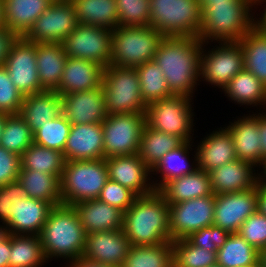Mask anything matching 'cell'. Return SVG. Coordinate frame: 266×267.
I'll return each instance as SVG.
<instances>
[{"label":"cell","mask_w":266,"mask_h":267,"mask_svg":"<svg viewBox=\"0 0 266 267\" xmlns=\"http://www.w3.org/2000/svg\"><path fill=\"white\" fill-rule=\"evenodd\" d=\"M259 267H266V248L259 253Z\"/></svg>","instance_id":"obj_61"},{"label":"cell","mask_w":266,"mask_h":267,"mask_svg":"<svg viewBox=\"0 0 266 267\" xmlns=\"http://www.w3.org/2000/svg\"><path fill=\"white\" fill-rule=\"evenodd\" d=\"M259 131L261 139L262 158L266 161V111L259 113Z\"/></svg>","instance_id":"obj_56"},{"label":"cell","mask_w":266,"mask_h":267,"mask_svg":"<svg viewBox=\"0 0 266 267\" xmlns=\"http://www.w3.org/2000/svg\"><path fill=\"white\" fill-rule=\"evenodd\" d=\"M164 36L150 25L118 26L112 30L113 66L136 68L154 60L156 49Z\"/></svg>","instance_id":"obj_7"},{"label":"cell","mask_w":266,"mask_h":267,"mask_svg":"<svg viewBox=\"0 0 266 267\" xmlns=\"http://www.w3.org/2000/svg\"><path fill=\"white\" fill-rule=\"evenodd\" d=\"M78 24L71 1L52 2L23 38L31 43H63Z\"/></svg>","instance_id":"obj_14"},{"label":"cell","mask_w":266,"mask_h":267,"mask_svg":"<svg viewBox=\"0 0 266 267\" xmlns=\"http://www.w3.org/2000/svg\"><path fill=\"white\" fill-rule=\"evenodd\" d=\"M145 125V113L107 115L106 119L101 123L104 158L138 154Z\"/></svg>","instance_id":"obj_10"},{"label":"cell","mask_w":266,"mask_h":267,"mask_svg":"<svg viewBox=\"0 0 266 267\" xmlns=\"http://www.w3.org/2000/svg\"><path fill=\"white\" fill-rule=\"evenodd\" d=\"M263 11L264 13L261 14L262 17H258L259 19L256 17V20H254V27L266 35V6Z\"/></svg>","instance_id":"obj_57"},{"label":"cell","mask_w":266,"mask_h":267,"mask_svg":"<svg viewBox=\"0 0 266 267\" xmlns=\"http://www.w3.org/2000/svg\"><path fill=\"white\" fill-rule=\"evenodd\" d=\"M204 42L198 37H164L154 61L160 66L173 95L193 97L201 74Z\"/></svg>","instance_id":"obj_1"},{"label":"cell","mask_w":266,"mask_h":267,"mask_svg":"<svg viewBox=\"0 0 266 267\" xmlns=\"http://www.w3.org/2000/svg\"><path fill=\"white\" fill-rule=\"evenodd\" d=\"M72 124L61 113L33 133V143L63 153Z\"/></svg>","instance_id":"obj_44"},{"label":"cell","mask_w":266,"mask_h":267,"mask_svg":"<svg viewBox=\"0 0 266 267\" xmlns=\"http://www.w3.org/2000/svg\"><path fill=\"white\" fill-rule=\"evenodd\" d=\"M105 161L109 179L131 190L136 196L149 195L155 191L149 177L151 169L139 154L111 156L105 158Z\"/></svg>","instance_id":"obj_17"},{"label":"cell","mask_w":266,"mask_h":267,"mask_svg":"<svg viewBox=\"0 0 266 267\" xmlns=\"http://www.w3.org/2000/svg\"><path fill=\"white\" fill-rule=\"evenodd\" d=\"M62 113L61 95L56 90H44L36 94L24 96L19 111L20 117L29 125L34 133L47 121Z\"/></svg>","instance_id":"obj_27"},{"label":"cell","mask_w":266,"mask_h":267,"mask_svg":"<svg viewBox=\"0 0 266 267\" xmlns=\"http://www.w3.org/2000/svg\"><path fill=\"white\" fill-rule=\"evenodd\" d=\"M122 267H172L171 242L131 246Z\"/></svg>","instance_id":"obj_41"},{"label":"cell","mask_w":266,"mask_h":267,"mask_svg":"<svg viewBox=\"0 0 266 267\" xmlns=\"http://www.w3.org/2000/svg\"><path fill=\"white\" fill-rule=\"evenodd\" d=\"M257 210L266 215V179L260 178L258 183V205Z\"/></svg>","instance_id":"obj_55"},{"label":"cell","mask_w":266,"mask_h":267,"mask_svg":"<svg viewBox=\"0 0 266 267\" xmlns=\"http://www.w3.org/2000/svg\"><path fill=\"white\" fill-rule=\"evenodd\" d=\"M87 235L99 231L123 229L124 212L98 199L72 205Z\"/></svg>","instance_id":"obj_24"},{"label":"cell","mask_w":266,"mask_h":267,"mask_svg":"<svg viewBox=\"0 0 266 267\" xmlns=\"http://www.w3.org/2000/svg\"><path fill=\"white\" fill-rule=\"evenodd\" d=\"M17 181L27 197L44 200L54 206L62 205L60 178L56 174L36 170H20Z\"/></svg>","instance_id":"obj_32"},{"label":"cell","mask_w":266,"mask_h":267,"mask_svg":"<svg viewBox=\"0 0 266 267\" xmlns=\"http://www.w3.org/2000/svg\"><path fill=\"white\" fill-rule=\"evenodd\" d=\"M118 26L150 25L149 0H116Z\"/></svg>","instance_id":"obj_45"},{"label":"cell","mask_w":266,"mask_h":267,"mask_svg":"<svg viewBox=\"0 0 266 267\" xmlns=\"http://www.w3.org/2000/svg\"><path fill=\"white\" fill-rule=\"evenodd\" d=\"M251 0H230L201 6L202 26L198 38L204 44L213 42L240 41L254 28V15L250 12ZM253 15V16H252Z\"/></svg>","instance_id":"obj_4"},{"label":"cell","mask_w":266,"mask_h":267,"mask_svg":"<svg viewBox=\"0 0 266 267\" xmlns=\"http://www.w3.org/2000/svg\"><path fill=\"white\" fill-rule=\"evenodd\" d=\"M0 226V242L4 241L9 235V230L5 224Z\"/></svg>","instance_id":"obj_58"},{"label":"cell","mask_w":266,"mask_h":267,"mask_svg":"<svg viewBox=\"0 0 266 267\" xmlns=\"http://www.w3.org/2000/svg\"><path fill=\"white\" fill-rule=\"evenodd\" d=\"M11 250V234L0 242V267H9V257Z\"/></svg>","instance_id":"obj_54"},{"label":"cell","mask_w":266,"mask_h":267,"mask_svg":"<svg viewBox=\"0 0 266 267\" xmlns=\"http://www.w3.org/2000/svg\"><path fill=\"white\" fill-rule=\"evenodd\" d=\"M238 42L243 49L245 69L266 87V35L254 27Z\"/></svg>","instance_id":"obj_39"},{"label":"cell","mask_w":266,"mask_h":267,"mask_svg":"<svg viewBox=\"0 0 266 267\" xmlns=\"http://www.w3.org/2000/svg\"><path fill=\"white\" fill-rule=\"evenodd\" d=\"M251 163L236 159L209 173L211 190L214 194H226L247 191L258 185L261 173L255 172Z\"/></svg>","instance_id":"obj_20"},{"label":"cell","mask_w":266,"mask_h":267,"mask_svg":"<svg viewBox=\"0 0 266 267\" xmlns=\"http://www.w3.org/2000/svg\"><path fill=\"white\" fill-rule=\"evenodd\" d=\"M212 132L196 147L197 166L205 172L237 159L230 132L225 127Z\"/></svg>","instance_id":"obj_25"},{"label":"cell","mask_w":266,"mask_h":267,"mask_svg":"<svg viewBox=\"0 0 266 267\" xmlns=\"http://www.w3.org/2000/svg\"><path fill=\"white\" fill-rule=\"evenodd\" d=\"M53 2H56V1H71V0H52Z\"/></svg>","instance_id":"obj_65"},{"label":"cell","mask_w":266,"mask_h":267,"mask_svg":"<svg viewBox=\"0 0 266 267\" xmlns=\"http://www.w3.org/2000/svg\"><path fill=\"white\" fill-rule=\"evenodd\" d=\"M78 23L114 30L118 27L116 0H71Z\"/></svg>","instance_id":"obj_35"},{"label":"cell","mask_w":266,"mask_h":267,"mask_svg":"<svg viewBox=\"0 0 266 267\" xmlns=\"http://www.w3.org/2000/svg\"><path fill=\"white\" fill-rule=\"evenodd\" d=\"M0 28H6L4 23V0H0Z\"/></svg>","instance_id":"obj_60"},{"label":"cell","mask_w":266,"mask_h":267,"mask_svg":"<svg viewBox=\"0 0 266 267\" xmlns=\"http://www.w3.org/2000/svg\"><path fill=\"white\" fill-rule=\"evenodd\" d=\"M251 1L254 5H258V4H261V2L264 0H251Z\"/></svg>","instance_id":"obj_64"},{"label":"cell","mask_w":266,"mask_h":267,"mask_svg":"<svg viewBox=\"0 0 266 267\" xmlns=\"http://www.w3.org/2000/svg\"><path fill=\"white\" fill-rule=\"evenodd\" d=\"M46 260L38 235L11 234L9 267H41Z\"/></svg>","instance_id":"obj_37"},{"label":"cell","mask_w":266,"mask_h":267,"mask_svg":"<svg viewBox=\"0 0 266 267\" xmlns=\"http://www.w3.org/2000/svg\"><path fill=\"white\" fill-rule=\"evenodd\" d=\"M136 197L131 190L108 179L97 199L126 212Z\"/></svg>","instance_id":"obj_48"},{"label":"cell","mask_w":266,"mask_h":267,"mask_svg":"<svg viewBox=\"0 0 266 267\" xmlns=\"http://www.w3.org/2000/svg\"><path fill=\"white\" fill-rule=\"evenodd\" d=\"M39 81L45 90H55L67 61L63 43H35Z\"/></svg>","instance_id":"obj_28"},{"label":"cell","mask_w":266,"mask_h":267,"mask_svg":"<svg viewBox=\"0 0 266 267\" xmlns=\"http://www.w3.org/2000/svg\"><path fill=\"white\" fill-rule=\"evenodd\" d=\"M24 96L10 80L4 65L0 66V113L17 115L20 111Z\"/></svg>","instance_id":"obj_46"},{"label":"cell","mask_w":266,"mask_h":267,"mask_svg":"<svg viewBox=\"0 0 266 267\" xmlns=\"http://www.w3.org/2000/svg\"><path fill=\"white\" fill-rule=\"evenodd\" d=\"M108 179L105 158L66 161L60 179L62 204L97 199Z\"/></svg>","instance_id":"obj_6"},{"label":"cell","mask_w":266,"mask_h":267,"mask_svg":"<svg viewBox=\"0 0 266 267\" xmlns=\"http://www.w3.org/2000/svg\"><path fill=\"white\" fill-rule=\"evenodd\" d=\"M65 162L62 152L33 143L21 156L20 170L56 174L61 179Z\"/></svg>","instance_id":"obj_38"},{"label":"cell","mask_w":266,"mask_h":267,"mask_svg":"<svg viewBox=\"0 0 266 267\" xmlns=\"http://www.w3.org/2000/svg\"><path fill=\"white\" fill-rule=\"evenodd\" d=\"M7 116L6 114L0 113V139Z\"/></svg>","instance_id":"obj_62"},{"label":"cell","mask_w":266,"mask_h":267,"mask_svg":"<svg viewBox=\"0 0 266 267\" xmlns=\"http://www.w3.org/2000/svg\"><path fill=\"white\" fill-rule=\"evenodd\" d=\"M102 89L107 115L145 113L146 104L136 68L109 65L104 68Z\"/></svg>","instance_id":"obj_8"},{"label":"cell","mask_w":266,"mask_h":267,"mask_svg":"<svg viewBox=\"0 0 266 267\" xmlns=\"http://www.w3.org/2000/svg\"><path fill=\"white\" fill-rule=\"evenodd\" d=\"M3 65L10 80L23 96L45 90L38 77L35 43L18 37Z\"/></svg>","instance_id":"obj_15"},{"label":"cell","mask_w":266,"mask_h":267,"mask_svg":"<svg viewBox=\"0 0 266 267\" xmlns=\"http://www.w3.org/2000/svg\"><path fill=\"white\" fill-rule=\"evenodd\" d=\"M220 43V44H219ZM207 53H201L200 78L211 85L224 89L229 81L245 68L244 53L238 41L218 42Z\"/></svg>","instance_id":"obj_12"},{"label":"cell","mask_w":266,"mask_h":267,"mask_svg":"<svg viewBox=\"0 0 266 267\" xmlns=\"http://www.w3.org/2000/svg\"><path fill=\"white\" fill-rule=\"evenodd\" d=\"M131 247L123 229L86 235L83 255L100 263L122 267Z\"/></svg>","instance_id":"obj_19"},{"label":"cell","mask_w":266,"mask_h":267,"mask_svg":"<svg viewBox=\"0 0 266 267\" xmlns=\"http://www.w3.org/2000/svg\"><path fill=\"white\" fill-rule=\"evenodd\" d=\"M70 263V264H69ZM68 263V267H118L91 260L84 255L76 257Z\"/></svg>","instance_id":"obj_53"},{"label":"cell","mask_w":266,"mask_h":267,"mask_svg":"<svg viewBox=\"0 0 266 267\" xmlns=\"http://www.w3.org/2000/svg\"><path fill=\"white\" fill-rule=\"evenodd\" d=\"M222 91L236 104L263 107L266 105V87L245 68L234 76Z\"/></svg>","instance_id":"obj_33"},{"label":"cell","mask_w":266,"mask_h":267,"mask_svg":"<svg viewBox=\"0 0 266 267\" xmlns=\"http://www.w3.org/2000/svg\"><path fill=\"white\" fill-rule=\"evenodd\" d=\"M123 231L131 246L171 242L169 205L159 191L137 196L124 212Z\"/></svg>","instance_id":"obj_2"},{"label":"cell","mask_w":266,"mask_h":267,"mask_svg":"<svg viewBox=\"0 0 266 267\" xmlns=\"http://www.w3.org/2000/svg\"><path fill=\"white\" fill-rule=\"evenodd\" d=\"M230 0H199L201 6H213L214 3L229 2Z\"/></svg>","instance_id":"obj_59"},{"label":"cell","mask_w":266,"mask_h":267,"mask_svg":"<svg viewBox=\"0 0 266 267\" xmlns=\"http://www.w3.org/2000/svg\"><path fill=\"white\" fill-rule=\"evenodd\" d=\"M259 251L240 234L231 233L217 250V265L221 267H259Z\"/></svg>","instance_id":"obj_34"},{"label":"cell","mask_w":266,"mask_h":267,"mask_svg":"<svg viewBox=\"0 0 266 267\" xmlns=\"http://www.w3.org/2000/svg\"><path fill=\"white\" fill-rule=\"evenodd\" d=\"M86 232L73 206H55L38 235L45 258L69 259L83 255L86 245Z\"/></svg>","instance_id":"obj_3"},{"label":"cell","mask_w":266,"mask_h":267,"mask_svg":"<svg viewBox=\"0 0 266 267\" xmlns=\"http://www.w3.org/2000/svg\"><path fill=\"white\" fill-rule=\"evenodd\" d=\"M172 267H212L216 253L191 244L187 239L172 240Z\"/></svg>","instance_id":"obj_42"},{"label":"cell","mask_w":266,"mask_h":267,"mask_svg":"<svg viewBox=\"0 0 266 267\" xmlns=\"http://www.w3.org/2000/svg\"><path fill=\"white\" fill-rule=\"evenodd\" d=\"M104 67L93 61L67 58L60 85V95L98 88L102 84Z\"/></svg>","instance_id":"obj_23"},{"label":"cell","mask_w":266,"mask_h":267,"mask_svg":"<svg viewBox=\"0 0 266 267\" xmlns=\"http://www.w3.org/2000/svg\"><path fill=\"white\" fill-rule=\"evenodd\" d=\"M68 58L93 61L108 67L112 56V30L90 24H81L63 42Z\"/></svg>","instance_id":"obj_11"},{"label":"cell","mask_w":266,"mask_h":267,"mask_svg":"<svg viewBox=\"0 0 266 267\" xmlns=\"http://www.w3.org/2000/svg\"><path fill=\"white\" fill-rule=\"evenodd\" d=\"M54 207L44 200L21 198L15 213H12V217L5 225L10 234L39 235Z\"/></svg>","instance_id":"obj_26"},{"label":"cell","mask_w":266,"mask_h":267,"mask_svg":"<svg viewBox=\"0 0 266 267\" xmlns=\"http://www.w3.org/2000/svg\"><path fill=\"white\" fill-rule=\"evenodd\" d=\"M101 123L72 125L63 151L65 161L104 158Z\"/></svg>","instance_id":"obj_22"},{"label":"cell","mask_w":266,"mask_h":267,"mask_svg":"<svg viewBox=\"0 0 266 267\" xmlns=\"http://www.w3.org/2000/svg\"><path fill=\"white\" fill-rule=\"evenodd\" d=\"M52 0H4L5 27L23 37Z\"/></svg>","instance_id":"obj_30"},{"label":"cell","mask_w":266,"mask_h":267,"mask_svg":"<svg viewBox=\"0 0 266 267\" xmlns=\"http://www.w3.org/2000/svg\"><path fill=\"white\" fill-rule=\"evenodd\" d=\"M258 185L247 191L215 194L213 225L238 233L242 223L257 211Z\"/></svg>","instance_id":"obj_16"},{"label":"cell","mask_w":266,"mask_h":267,"mask_svg":"<svg viewBox=\"0 0 266 267\" xmlns=\"http://www.w3.org/2000/svg\"><path fill=\"white\" fill-rule=\"evenodd\" d=\"M184 142L179 136L152 129L146 124L142 132L138 154L152 169L167 152L178 148Z\"/></svg>","instance_id":"obj_36"},{"label":"cell","mask_w":266,"mask_h":267,"mask_svg":"<svg viewBox=\"0 0 266 267\" xmlns=\"http://www.w3.org/2000/svg\"><path fill=\"white\" fill-rule=\"evenodd\" d=\"M229 235L230 233L221 227L211 225L199 229L186 239L195 246L217 252V250L223 246Z\"/></svg>","instance_id":"obj_49"},{"label":"cell","mask_w":266,"mask_h":267,"mask_svg":"<svg viewBox=\"0 0 266 267\" xmlns=\"http://www.w3.org/2000/svg\"><path fill=\"white\" fill-rule=\"evenodd\" d=\"M190 143L193 142L185 141L178 148L170 150L151 169V172H153V174H161V176H159V179H161L159 182L158 180H156L155 182L152 181V184L156 191H159L167 182L173 180L174 178L190 174L198 169L197 152L195 153V159L192 163L195 166L189 164V150H192V144Z\"/></svg>","instance_id":"obj_31"},{"label":"cell","mask_w":266,"mask_h":267,"mask_svg":"<svg viewBox=\"0 0 266 267\" xmlns=\"http://www.w3.org/2000/svg\"><path fill=\"white\" fill-rule=\"evenodd\" d=\"M169 205L171 240H182L214 222L215 194Z\"/></svg>","instance_id":"obj_13"},{"label":"cell","mask_w":266,"mask_h":267,"mask_svg":"<svg viewBox=\"0 0 266 267\" xmlns=\"http://www.w3.org/2000/svg\"><path fill=\"white\" fill-rule=\"evenodd\" d=\"M21 157L0 146V186L17 181Z\"/></svg>","instance_id":"obj_51"},{"label":"cell","mask_w":266,"mask_h":267,"mask_svg":"<svg viewBox=\"0 0 266 267\" xmlns=\"http://www.w3.org/2000/svg\"><path fill=\"white\" fill-rule=\"evenodd\" d=\"M18 36L7 28H0V66L4 64L9 55L12 44Z\"/></svg>","instance_id":"obj_52"},{"label":"cell","mask_w":266,"mask_h":267,"mask_svg":"<svg viewBox=\"0 0 266 267\" xmlns=\"http://www.w3.org/2000/svg\"><path fill=\"white\" fill-rule=\"evenodd\" d=\"M225 128L230 132L234 141L237 159L264 169L266 161L262 158L261 139L259 131V114L243 116L237 121L230 122Z\"/></svg>","instance_id":"obj_21"},{"label":"cell","mask_w":266,"mask_h":267,"mask_svg":"<svg viewBox=\"0 0 266 267\" xmlns=\"http://www.w3.org/2000/svg\"><path fill=\"white\" fill-rule=\"evenodd\" d=\"M62 113L72 125L102 123L106 117L102 84L98 88L61 95Z\"/></svg>","instance_id":"obj_18"},{"label":"cell","mask_w":266,"mask_h":267,"mask_svg":"<svg viewBox=\"0 0 266 267\" xmlns=\"http://www.w3.org/2000/svg\"><path fill=\"white\" fill-rule=\"evenodd\" d=\"M150 26L164 37H198L202 26L199 0H149Z\"/></svg>","instance_id":"obj_5"},{"label":"cell","mask_w":266,"mask_h":267,"mask_svg":"<svg viewBox=\"0 0 266 267\" xmlns=\"http://www.w3.org/2000/svg\"><path fill=\"white\" fill-rule=\"evenodd\" d=\"M141 96L146 105L173 95L160 66L150 60L136 67Z\"/></svg>","instance_id":"obj_40"},{"label":"cell","mask_w":266,"mask_h":267,"mask_svg":"<svg viewBox=\"0 0 266 267\" xmlns=\"http://www.w3.org/2000/svg\"><path fill=\"white\" fill-rule=\"evenodd\" d=\"M27 197L26 191L18 181L0 186V222L6 224L15 213L21 198Z\"/></svg>","instance_id":"obj_50"},{"label":"cell","mask_w":266,"mask_h":267,"mask_svg":"<svg viewBox=\"0 0 266 267\" xmlns=\"http://www.w3.org/2000/svg\"><path fill=\"white\" fill-rule=\"evenodd\" d=\"M159 192L164 196L168 204L180 203L213 194L209 173L199 168L190 174L167 182Z\"/></svg>","instance_id":"obj_29"},{"label":"cell","mask_w":266,"mask_h":267,"mask_svg":"<svg viewBox=\"0 0 266 267\" xmlns=\"http://www.w3.org/2000/svg\"><path fill=\"white\" fill-rule=\"evenodd\" d=\"M262 179H266V165L264 166L263 172L261 170V176Z\"/></svg>","instance_id":"obj_63"},{"label":"cell","mask_w":266,"mask_h":267,"mask_svg":"<svg viewBox=\"0 0 266 267\" xmlns=\"http://www.w3.org/2000/svg\"><path fill=\"white\" fill-rule=\"evenodd\" d=\"M238 234L259 252L264 250L266 248V215L258 210L251 214L242 223Z\"/></svg>","instance_id":"obj_47"},{"label":"cell","mask_w":266,"mask_h":267,"mask_svg":"<svg viewBox=\"0 0 266 267\" xmlns=\"http://www.w3.org/2000/svg\"><path fill=\"white\" fill-rule=\"evenodd\" d=\"M32 144L33 132L29 125L19 114L7 116L1 134L0 146L21 157L23 152Z\"/></svg>","instance_id":"obj_43"},{"label":"cell","mask_w":266,"mask_h":267,"mask_svg":"<svg viewBox=\"0 0 266 267\" xmlns=\"http://www.w3.org/2000/svg\"><path fill=\"white\" fill-rule=\"evenodd\" d=\"M192 100L187 96L171 95L149 103L145 111L146 124L152 129L179 136L184 141H192Z\"/></svg>","instance_id":"obj_9"}]
</instances>
